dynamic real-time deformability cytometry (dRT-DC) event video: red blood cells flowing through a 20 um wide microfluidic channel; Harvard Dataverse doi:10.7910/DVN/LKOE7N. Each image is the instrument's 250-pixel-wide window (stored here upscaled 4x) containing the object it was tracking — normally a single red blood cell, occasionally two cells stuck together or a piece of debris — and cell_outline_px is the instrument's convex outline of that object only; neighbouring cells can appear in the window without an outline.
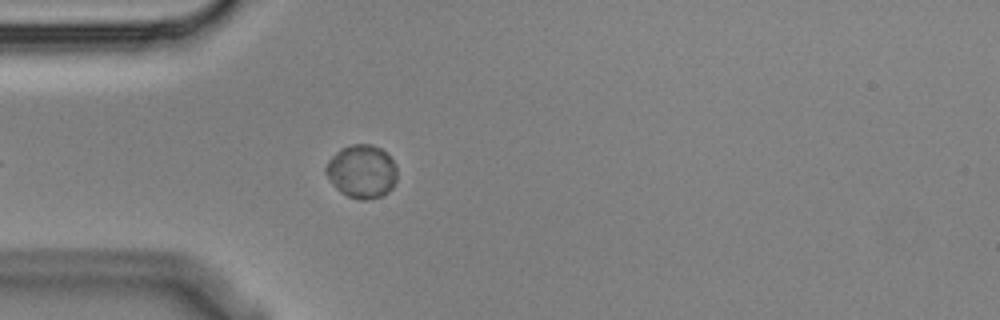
{"species": "Egyptian fruit bat (a non-hibernating species)", "species_latin": "Rousettus aegyptiacus", "temperature_condition": "cold", "stored_images_in_passage": 1, "camera_frame_rate_fps": 3000, "um_per_image_px": 0.085, "animal": {"sex": "male"}, "frame": {"image": 1, "passage_image": 1, "time_ms": 0.0, "image_size_px": [1000, 320], "cell_outline_px": [[396, 184], [384, 196], [368, 200], [360, 200], [348, 196], [340, 192], [332, 184], [324, 172], [324, 168], [328, 160], [340, 148], [352, 144], [372, 144], [380, 148], [396, 164]], "centroid_in_image_um": [30.74, 14.59], "position_along_channel_um": 54.3, "area_um2": 22.43}}